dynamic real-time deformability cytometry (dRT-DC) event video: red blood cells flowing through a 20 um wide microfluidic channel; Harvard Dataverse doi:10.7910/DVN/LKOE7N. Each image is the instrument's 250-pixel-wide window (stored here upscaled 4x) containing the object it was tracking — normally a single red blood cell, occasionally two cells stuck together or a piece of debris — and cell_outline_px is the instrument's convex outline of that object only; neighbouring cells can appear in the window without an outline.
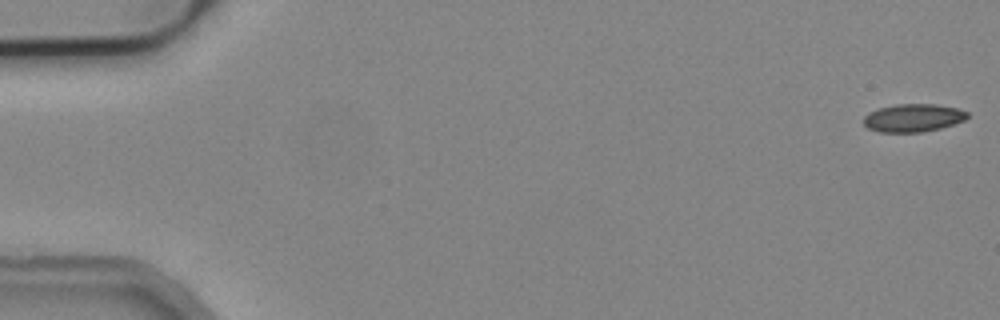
{"species": "common noctule bat (a hibernating species)", "species_latin": "Nyctalus noctula", "temperature_condition": "cold", "stored_images_in_passage": 15, "camera_frame_rate_fps": 3000, "um_per_image_px": 0.085, "animal": {"sex": "male", "body_mass_g": 19.2, "forearm_length_mm": 51.8}, "frame": {"image": 1, "passage_image": 1, "time_ms": 0.0, "image_size_px": [1000, 320], "cell_outline_px": [[968, 116], [964, 120], [940, 128], [920, 132], [880, 132], [868, 128], [864, 124], [864, 116], [868, 112], [880, 108], [896, 104], [936, 104], [956, 108], [968, 112]], "centroid_in_image_um": [77.6, 10.01], "position_along_channel_um": 7.4, "area_um2": 16.76}}
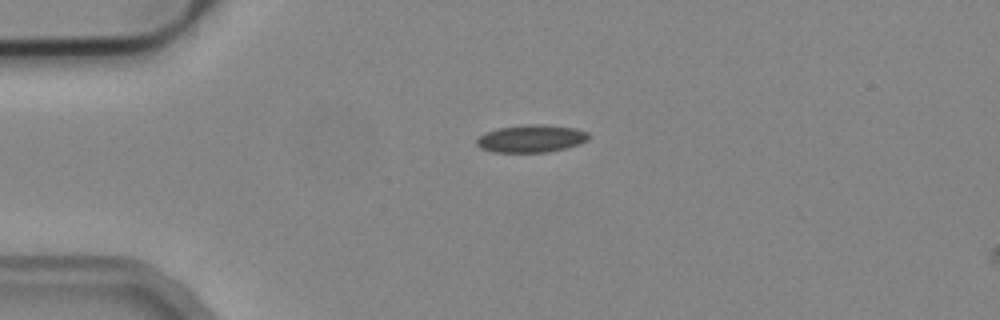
{"frame": {"image": 2, "passage_image": 13, "time_ms": 4.0, "image_size_px": [1000, 320], "cell_outline_px": [[588, 140], [580, 144], [564, 148], [544, 152], [492, 152], [480, 148], [476, 144], [476, 140], [484, 132], [496, 128], [524, 124], [544, 124], [572, 128], [588, 132]], "centroid_in_image_um": [45.1, 11.77], "position_along_channel_um": 39.9, "area_um2": 18.03}}